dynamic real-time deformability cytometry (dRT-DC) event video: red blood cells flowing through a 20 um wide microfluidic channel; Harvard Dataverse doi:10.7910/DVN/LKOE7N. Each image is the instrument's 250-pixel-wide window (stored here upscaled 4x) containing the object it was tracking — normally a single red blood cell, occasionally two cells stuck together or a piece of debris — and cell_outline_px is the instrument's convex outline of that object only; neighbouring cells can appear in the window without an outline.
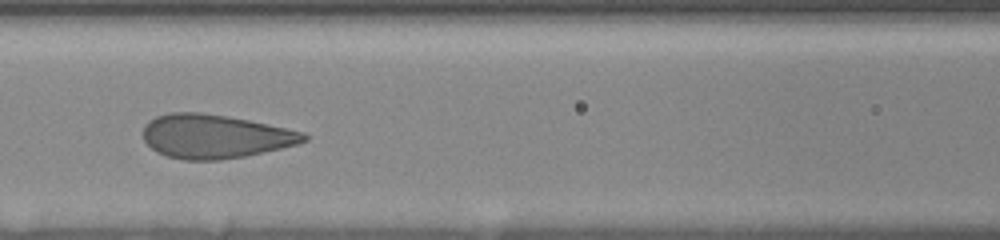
{"species": "human", "species_latin": "Homo sapiens", "temperature_condition": "room temperature", "stored_images_in_passage": 24, "camera_frame_rate_fps": 3000, "um_per_image_px": 0.085, "donor": {"sex": "female"}, "frame": {"image": 1, "passage_image": 21, "time_ms": 6.667, "image_size_px": [1000, 240], "cell_outline_px": [[308, 140], [296, 144], [280, 148], [244, 156], [220, 160], [184, 160], [168, 156], [156, 152], [144, 140], [144, 124], [148, 120], [156, 116], [168, 112], [200, 112], [228, 116], [248, 120], [304, 132], [308, 136]], "centroid_in_image_um": [18.23, 11.58], "position_along_channel_um": 148.4, "area_um2": 40.92}}
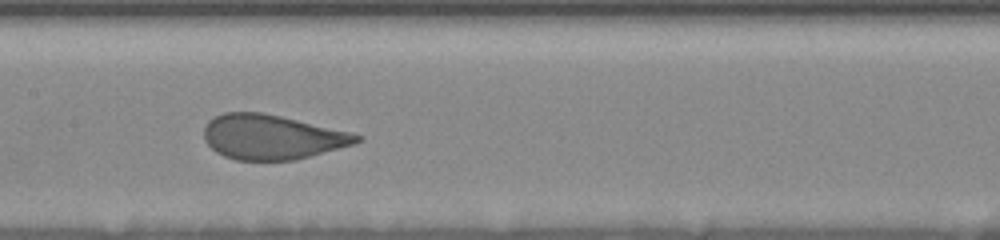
{"frame": {"image": 2, "passage_image": 24, "time_ms": 7.667, "image_size_px": [1000, 240], "cell_outline_px": [[364, 140], [352, 144], [308, 156], [292, 160], [236, 160], [224, 156], [216, 152], [204, 140], [204, 128], [208, 120], [224, 112], [260, 112], [280, 116], [352, 132], [364, 136]], "centroid_in_image_um": [23.1, 11.64], "position_along_channel_um": 184.3, "area_um2": 39.54}}